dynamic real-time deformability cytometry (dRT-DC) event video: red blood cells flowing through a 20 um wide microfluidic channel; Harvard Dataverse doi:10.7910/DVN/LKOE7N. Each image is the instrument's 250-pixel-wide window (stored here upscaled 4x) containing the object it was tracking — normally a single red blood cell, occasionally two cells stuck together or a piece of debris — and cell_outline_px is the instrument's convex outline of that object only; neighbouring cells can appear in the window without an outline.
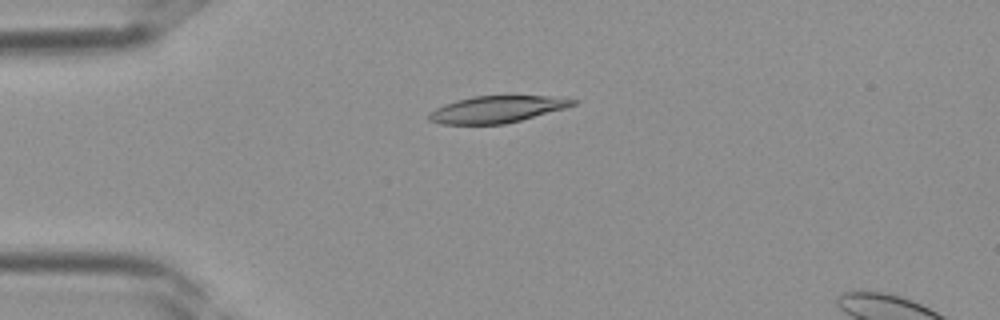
{"species": "Egyptian fruit bat (a non-hibernating species)", "species_latin": "Rousettus aegyptiacus", "temperature_condition": "room temperature", "stored_images_in_passage": 38, "segment_of_instrument_passage": [1, 2], "camera_frame_rate_fps": 3000, "um_per_image_px": 0.085, "frame": {"image": 1, "passage_image": 9, "time_ms": 2.667, "image_size_px": [1000, 320], "cell_outline_px": [[580, 100], [576, 104], [564, 108], [520, 120], [504, 124], [440, 124], [428, 120], [428, 112], [444, 104], [456, 100], [472, 96], [548, 96]], "centroid_in_image_um": [42.19, 9.29], "position_along_channel_um": 42.8, "area_um2": 22.37}}
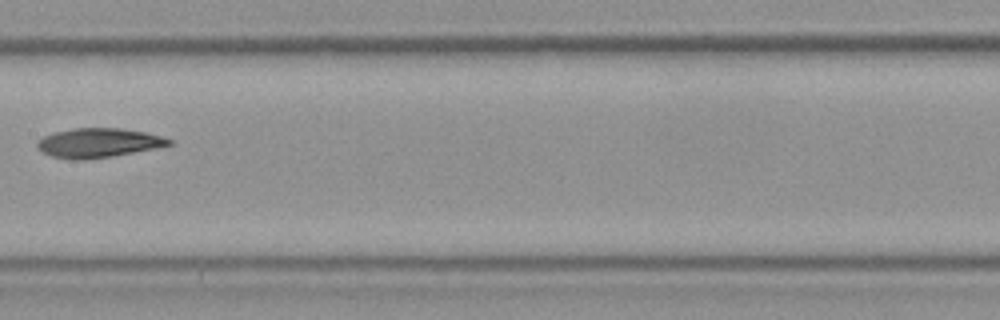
{"frame": {"image": 2, "passage_image": 19, "time_ms": 6.0, "image_size_px": [1000, 320], "cell_outline_px": [[172, 144], [156, 148], [112, 156], [84, 160], [72, 160], [52, 156], [44, 152], [36, 144], [44, 136], [52, 132], [72, 128], [120, 128], [148, 132], [172, 140]], "centroid_in_image_um": [8.38, 12.13], "position_along_channel_um": 199.0, "area_um2": 22.43}}
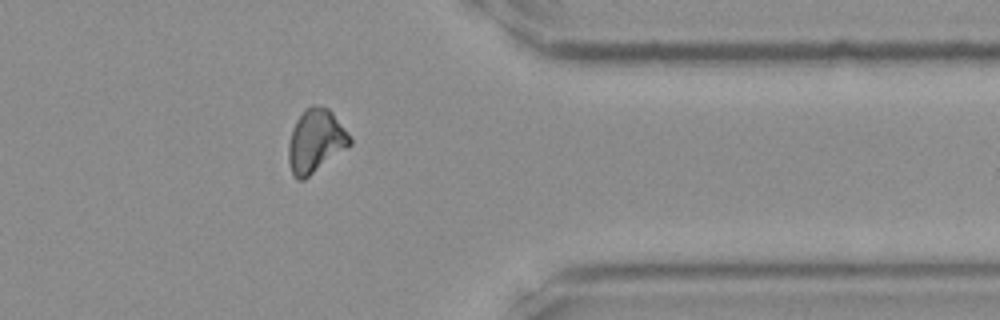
{"frame": {"image": 3, "passage_image": 30, "time_ms": 9.667, "image_size_px": [1000, 320], "cell_outline_px": [[352, 144], [304, 180], [296, 180], [292, 176], [288, 164], [288, 144], [292, 128], [296, 120], [304, 108], [312, 104], [328, 108], [332, 112], [352, 136]], "centroid_in_image_um": [26.81, 11.99], "position_along_channel_um": 384.6, "area_um2": 23.06}}